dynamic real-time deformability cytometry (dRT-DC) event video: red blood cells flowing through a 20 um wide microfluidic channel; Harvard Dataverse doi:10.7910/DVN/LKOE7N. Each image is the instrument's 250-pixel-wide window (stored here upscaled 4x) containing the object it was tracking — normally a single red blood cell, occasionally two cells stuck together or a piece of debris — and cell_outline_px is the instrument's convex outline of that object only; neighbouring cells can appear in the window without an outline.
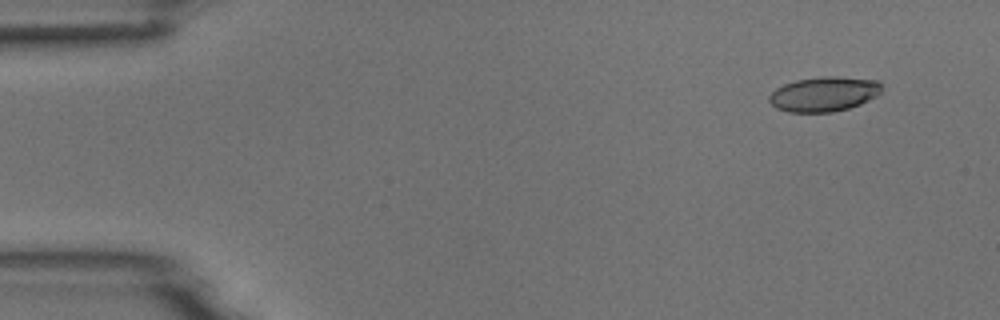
{"species": "common noctule bat (a hibernating species)", "species_latin": "Nyctalus noctula", "temperature_condition": "room temperature", "stored_images_in_passage": 16, "camera_frame_rate_fps": 3000, "um_per_image_px": 0.085, "animal": {"sex": "male", "body_mass_g": 18.8}, "frame": {"image": 1, "passage_image": 4, "time_ms": 1.0, "image_size_px": [1000, 320], "cell_outline_px": [[884, 88], [876, 96], [860, 104], [848, 108], [832, 112], [788, 112], [776, 108], [768, 100], [768, 96], [776, 88], [784, 84], [796, 80], [824, 76], [836, 76], [880, 80], [884, 84]], "centroid_in_image_um": [70.07, 7.98], "position_along_channel_um": 14.9, "area_um2": 23.0}}
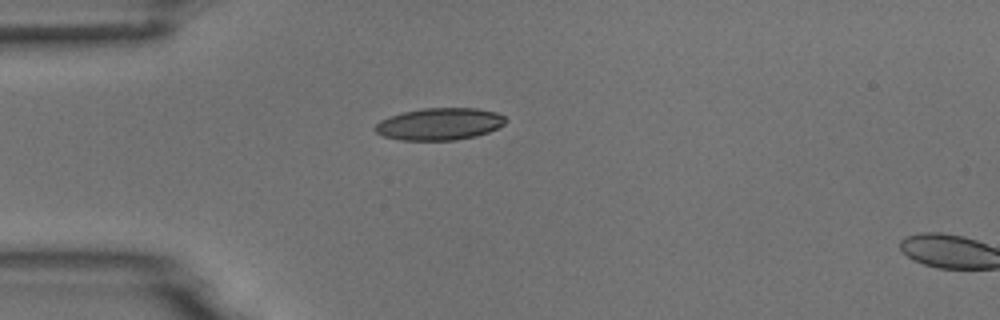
{"frame": {"image": 2, "passage_image": 14, "time_ms": 4.333, "image_size_px": [1000, 320], "cell_outline_px": [[508, 120], [504, 124], [488, 132], [476, 136], [456, 140], [400, 140], [384, 136], [376, 132], [372, 128], [380, 120], [404, 112], [424, 108], [476, 108], [496, 112], [504, 116]], "centroid_in_image_um": [37.37, 10.54], "position_along_channel_um": 47.6, "area_um2": 24.33}}